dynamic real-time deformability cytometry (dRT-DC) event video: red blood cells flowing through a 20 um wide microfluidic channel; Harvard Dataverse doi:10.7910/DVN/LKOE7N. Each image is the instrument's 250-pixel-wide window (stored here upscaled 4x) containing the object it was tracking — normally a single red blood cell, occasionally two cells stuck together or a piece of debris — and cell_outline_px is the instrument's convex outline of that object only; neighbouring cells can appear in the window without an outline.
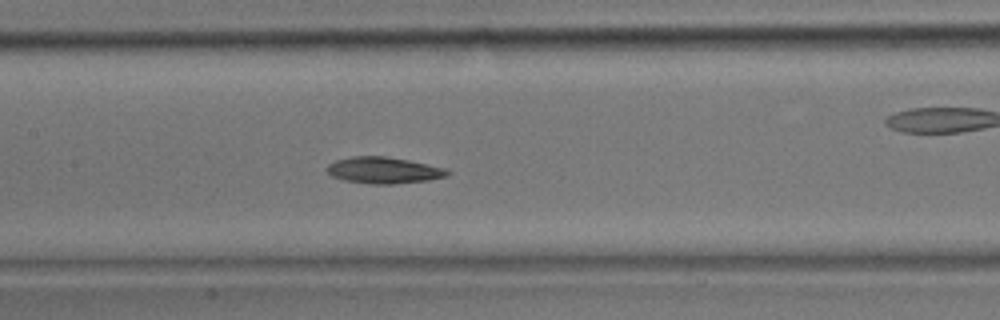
{"species": "common noctule bat (a hibernating species)", "species_latin": "Nyctalus noctula", "temperature_condition": "room temperature", "stored_images_in_passage": 33, "camera_frame_rate_fps": 3000, "um_per_image_px": 0.085, "animal": {"sex": "male", "body_mass_g": 17.9}, "frame": {"image": 1, "passage_image": 15, "time_ms": 4.667, "image_size_px": [1000, 320], "cell_outline_px": [[452, 172], [448, 176], [428, 180], [392, 184], [372, 184], [344, 180], [332, 176], [324, 168], [328, 164], [336, 160], [352, 156], [384, 156], [408, 160], [444, 168]], "centroid_in_image_um": [32.59, 14.47], "position_along_channel_um": 174.8, "area_um2": 18.5}}